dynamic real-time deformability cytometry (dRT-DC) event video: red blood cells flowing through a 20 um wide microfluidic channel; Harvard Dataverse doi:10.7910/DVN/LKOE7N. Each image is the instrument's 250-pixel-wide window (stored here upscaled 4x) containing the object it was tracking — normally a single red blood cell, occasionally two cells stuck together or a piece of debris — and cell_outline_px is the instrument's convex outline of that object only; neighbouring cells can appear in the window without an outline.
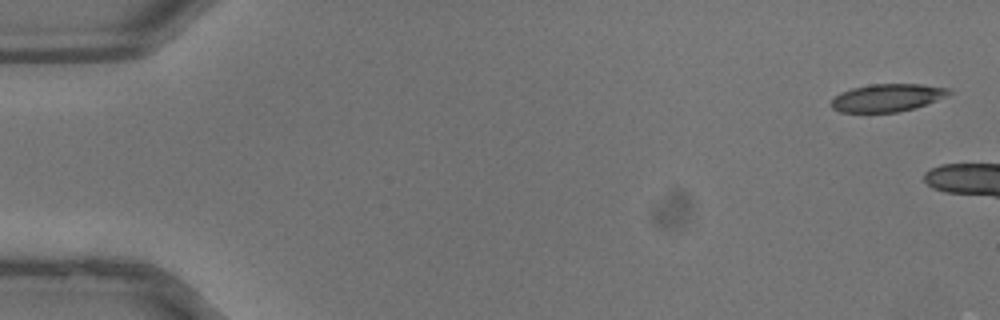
{"species": "common noctule bat (a hibernating species)", "species_latin": "Nyctalus noctula", "temperature_condition": "warm", "stored_images_in_passage": 3, "camera_frame_rate_fps": 3000, "um_per_image_px": 0.085, "animal": {"sex": "male", "body_mass_g": 13.3}, "frame": {"image": 1, "passage_image": 1, "time_ms": 0.0, "image_size_px": [1000, 320], "cell_outline_px": [[952, 92], [948, 96], [916, 108], [896, 112], [840, 112], [832, 108], [832, 100], [840, 92], [852, 88], [872, 84], [920, 84], [948, 88]], "centroid_in_image_um": [75.44, 8.31], "position_along_channel_um": 9.6, "area_um2": 18.96}}